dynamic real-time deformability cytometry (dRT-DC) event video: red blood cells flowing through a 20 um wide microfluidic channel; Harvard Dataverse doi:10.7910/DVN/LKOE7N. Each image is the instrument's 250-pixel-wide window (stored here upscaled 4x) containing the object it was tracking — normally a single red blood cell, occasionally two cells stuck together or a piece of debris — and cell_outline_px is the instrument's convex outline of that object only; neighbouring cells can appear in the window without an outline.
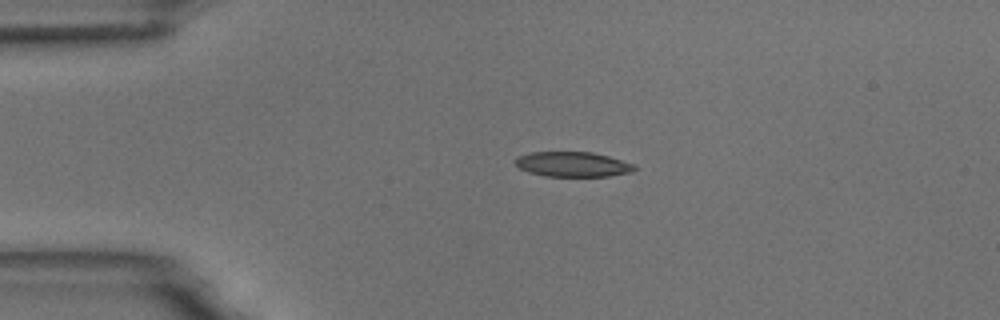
{"species": "common noctule bat (a hibernating species)", "species_latin": "Nyctalus noctula", "temperature_condition": "room temperature", "stored_images_in_passage": 9, "camera_frame_rate_fps": 3000, "um_per_image_px": 0.085, "animal": {"sex": "male", "body_mass_g": 18.8}, "frame": {"image": 1, "passage_image": 1, "time_ms": 0.0, "image_size_px": [1000, 320], "cell_outline_px": [[636, 168], [632, 172], [608, 176], [544, 176], [528, 172], [520, 168], [516, 164], [516, 156], [532, 152], [592, 152], [608, 156], [636, 164]], "centroid_in_image_um": [48.7, 13.96], "position_along_channel_um": 36.3, "area_um2": 17.34}}